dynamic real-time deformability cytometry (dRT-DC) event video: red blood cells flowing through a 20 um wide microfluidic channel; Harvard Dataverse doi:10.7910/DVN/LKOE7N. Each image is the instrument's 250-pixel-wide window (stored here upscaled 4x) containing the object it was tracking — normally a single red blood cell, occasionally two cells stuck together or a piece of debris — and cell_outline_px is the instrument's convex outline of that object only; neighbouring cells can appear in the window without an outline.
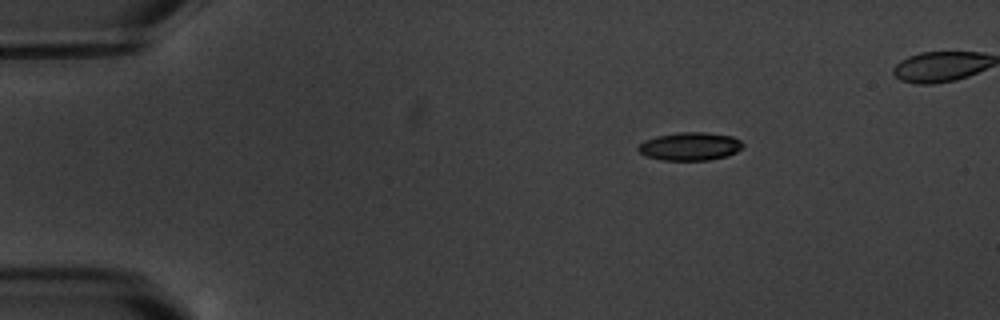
{"species": "common noctule bat (a hibernating species)", "species_latin": "Nyctalus noctula", "temperature_condition": "warm", "stored_images_in_passage": 15, "camera_frame_rate_fps": 3000, "um_per_image_px": 0.085, "animal": {"sex": "male", "body_mass_g": 20.1, "forearm_length_mm": 53.5}, "frame": {"image": 1, "passage_image": 1, "time_ms": 0.0, "image_size_px": [1000, 320], "cell_outline_px": [[744, 144], [736, 152], [728, 156], [708, 160], [664, 160], [648, 156], [640, 152], [636, 148], [644, 140], [656, 136], [680, 132], [708, 132], [732, 136], [740, 140]], "centroid_in_image_um": [58.67, 12.43], "position_along_channel_um": 26.3, "area_um2": 17.11}}
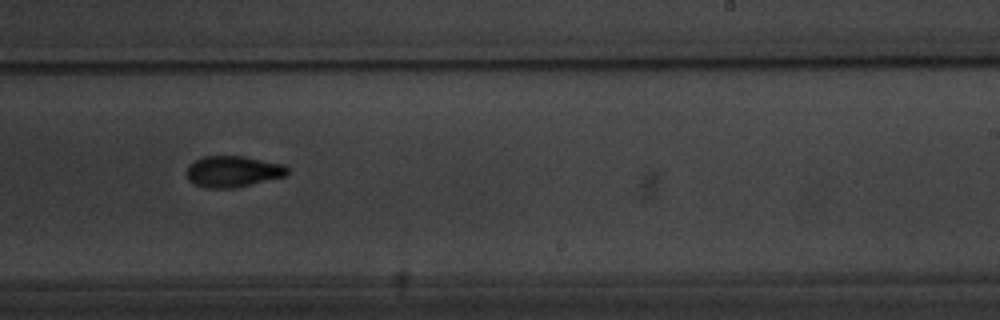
{"frame": {"image": 2, "passage_image": 8, "time_ms": 9.0, "image_size_px": [1000, 320], "cell_outline_px": [[288, 172], [284, 176], [232, 188], [204, 188], [192, 184], [188, 180], [188, 164], [204, 156], [244, 156], [284, 164], [288, 168]], "centroid_in_image_um": [19.77, 14.57], "position_along_channel_um": 269.2, "area_um2": 18.21}}
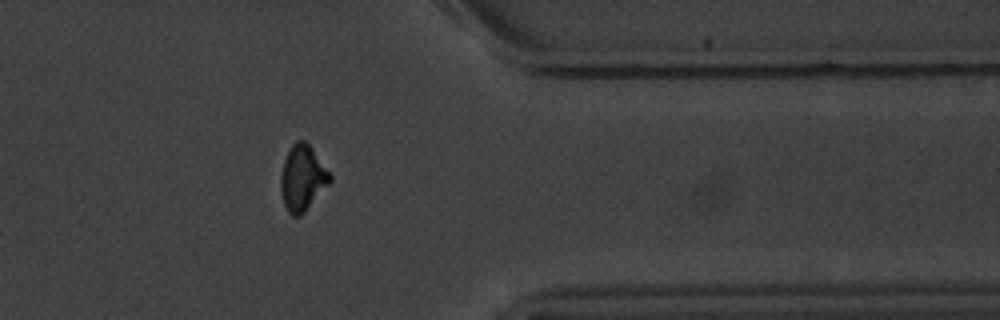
{"frame": {"image": 3, "passage_image": 11, "time_ms": 12.667, "image_size_px": [1000, 320], "cell_outline_px": [[332, 180], [304, 212], [300, 216], [292, 216], [288, 212], [284, 204], [280, 188], [280, 176], [284, 160], [292, 144], [296, 140], [304, 140], [312, 148], [332, 176]], "centroid_in_image_um": [25.7, 15.13], "position_along_channel_um": 385.7, "area_um2": 18.61}, "authors_computed_cell_mechanics": {"area_um2": 18.2648, "velocity_mm_per_s": 3.4814, "shape_relaxation_time_tau1_ms": 2.5651, "shape_relaxation_time_tau2_ms": 1.8693, "deformation_change_tau1": 0.1296, "deformation_change_tau2": 0.054}}